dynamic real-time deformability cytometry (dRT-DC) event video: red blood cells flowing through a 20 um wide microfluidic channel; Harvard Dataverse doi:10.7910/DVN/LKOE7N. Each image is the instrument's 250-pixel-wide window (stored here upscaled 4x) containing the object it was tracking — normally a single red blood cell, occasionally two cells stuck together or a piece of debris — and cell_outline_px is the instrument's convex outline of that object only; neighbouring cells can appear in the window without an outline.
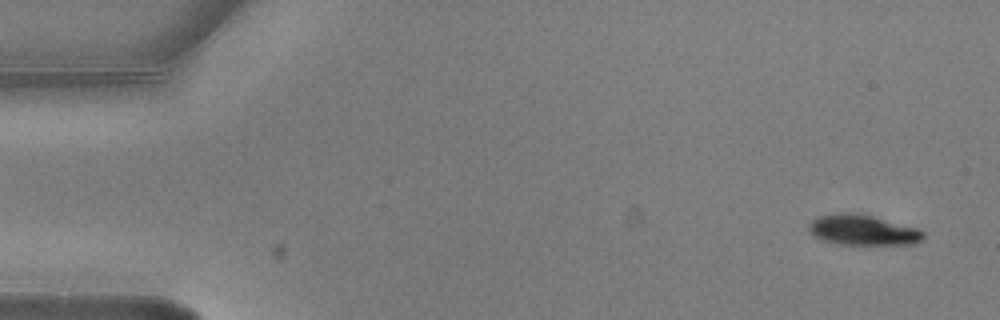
{"species": "common noctule bat (a hibernating species)", "species_latin": "Nyctalus noctula", "temperature_condition": "warm", "stored_images_in_passage": 4, "camera_frame_rate_fps": 3000, "um_per_image_px": 0.085, "animal": {"sex": "male", "body_mass_g": 20.5, "forearm_length_mm": 52.5}, "frame": {"image": 1, "passage_image": 1, "time_ms": 0.0, "image_size_px": [1000, 320], "cell_outline_px": [[924, 236], [916, 244], [836, 244], [820, 240], [812, 236], [808, 228], [808, 224], [816, 216], [848, 212], [872, 216], [920, 228], [924, 232]], "centroid_in_image_um": [73.31, 19.56], "position_along_channel_um": 11.7, "area_um2": 20.4}}
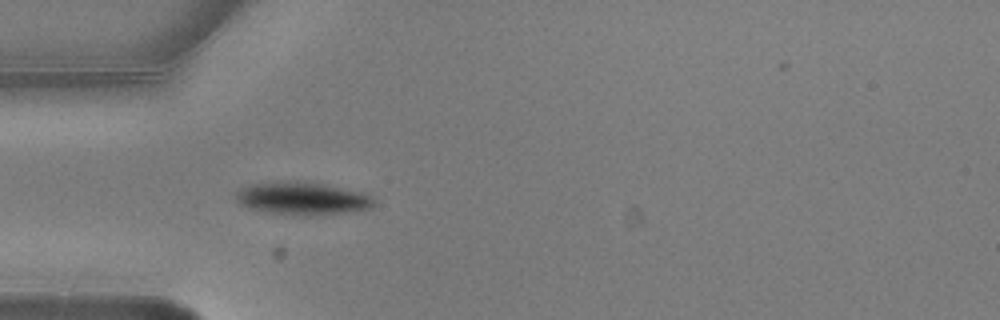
{"frame": {"image": 2, "passage_image": 4, "time_ms": 1.0, "image_size_px": [1000, 320], "cell_outline_px": [[376, 200], [372, 208], [324, 216], [296, 216], [268, 212], [252, 208], [240, 204], [236, 200], [236, 192], [240, 188], [252, 184], [280, 180], [304, 180], [360, 192]], "centroid_in_image_um": [25.69, 16.87], "position_along_channel_um": 59.3, "area_um2": 26.82}}